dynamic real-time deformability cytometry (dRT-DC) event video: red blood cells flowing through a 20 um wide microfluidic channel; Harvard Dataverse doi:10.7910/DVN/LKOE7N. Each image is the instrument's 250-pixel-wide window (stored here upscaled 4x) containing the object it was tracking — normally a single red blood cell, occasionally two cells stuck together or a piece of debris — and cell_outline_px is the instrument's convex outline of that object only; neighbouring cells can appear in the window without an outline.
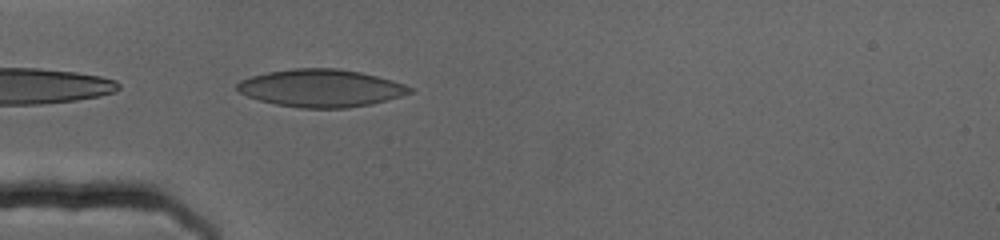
{"species": "human", "species_latin": "Homo sapiens", "temperature_condition": "cold", "stored_images_in_passage": 51, "camera_frame_rate_fps": 3000, "um_per_image_px": 0.085, "donor": {"sex": "female"}, "frame": {"image": 1, "passage_image": 2, "time_ms": 0.333, "image_size_px": [1000, 240], "cell_outline_px": [[412, 92], [400, 96], [372, 104], [348, 108], [300, 108], [276, 104], [260, 100], [248, 96], [240, 92], [236, 88], [236, 84], [240, 80], [252, 76], [268, 72], [292, 68], [336, 68], [360, 72], [392, 80], [404, 84], [412, 88]], "centroid_in_image_um": [27.27, 7.49], "position_along_channel_um": 57.7, "area_um2": 37.69}}
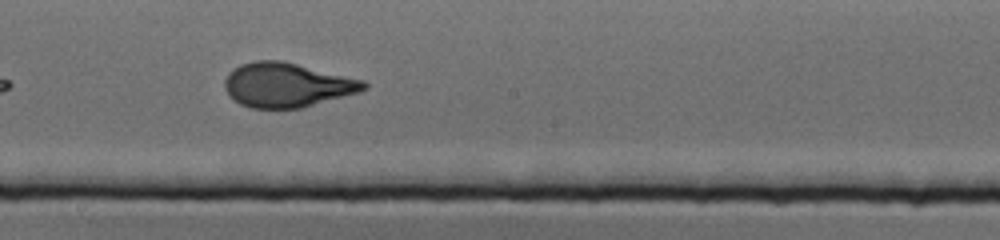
{"frame": {"image": 2, "passage_image": 20, "time_ms": 6.333, "image_size_px": [1000, 240], "cell_outline_px": [[368, 88], [360, 92], [300, 108], [252, 108], [240, 104], [224, 88], [224, 80], [228, 72], [240, 64], [256, 60], [280, 60], [364, 80], [368, 84]], "centroid_in_image_um": [24.39, 7.22], "position_along_channel_um": 223.8, "area_um2": 35.78}}
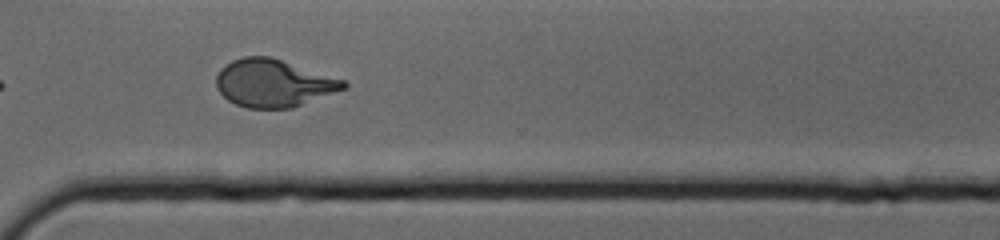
{"frame": {"image": 3, "passage_image": 33, "time_ms": 10.667, "image_size_px": [1000, 240], "cell_outline_px": [[348, 88], [292, 108], [248, 108], [236, 104], [228, 100], [216, 88], [216, 76], [220, 68], [232, 60], [244, 56], [272, 56], [344, 80], [348, 84]], "centroid_in_image_um": [23.25, 7.06], "position_along_channel_um": 347.4, "area_um2": 35.49}}